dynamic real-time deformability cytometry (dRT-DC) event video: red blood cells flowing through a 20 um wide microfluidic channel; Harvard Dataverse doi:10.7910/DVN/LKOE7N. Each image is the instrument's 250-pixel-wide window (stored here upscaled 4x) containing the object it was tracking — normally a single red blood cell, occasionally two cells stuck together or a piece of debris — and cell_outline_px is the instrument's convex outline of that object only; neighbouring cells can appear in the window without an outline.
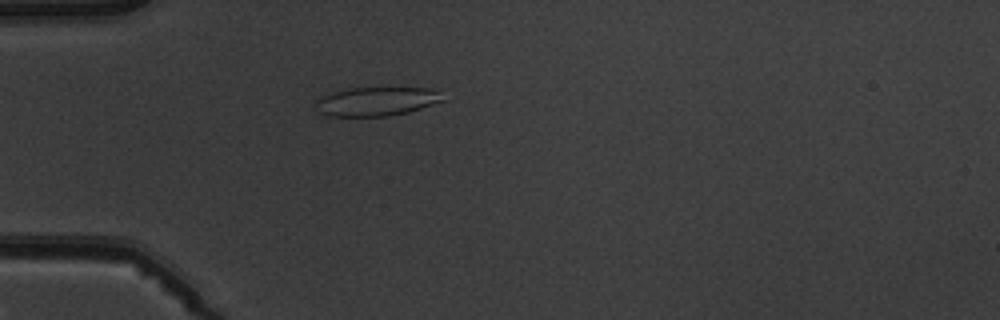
{"species": "common noctule bat (a hibernating species)", "species_latin": "Nyctalus noctula", "temperature_condition": "warm", "stored_images_in_passage": 5, "camera_frame_rate_fps": 3000, "um_per_image_px": 0.085, "animal": {"sex": "male", "body_mass_g": 19.5, "forearm_length_mm": 54.6}, "frame": {"image": 1, "passage_image": 5, "time_ms": 4.667, "image_size_px": [1000, 320], "cell_outline_px": [[444, 100], [408, 112], [388, 116], [328, 116], [320, 112], [316, 100], [324, 92], [348, 88], [440, 88]], "centroid_in_image_um": [32.0, 8.6], "position_along_channel_um": 53.0, "area_um2": 21.62}}